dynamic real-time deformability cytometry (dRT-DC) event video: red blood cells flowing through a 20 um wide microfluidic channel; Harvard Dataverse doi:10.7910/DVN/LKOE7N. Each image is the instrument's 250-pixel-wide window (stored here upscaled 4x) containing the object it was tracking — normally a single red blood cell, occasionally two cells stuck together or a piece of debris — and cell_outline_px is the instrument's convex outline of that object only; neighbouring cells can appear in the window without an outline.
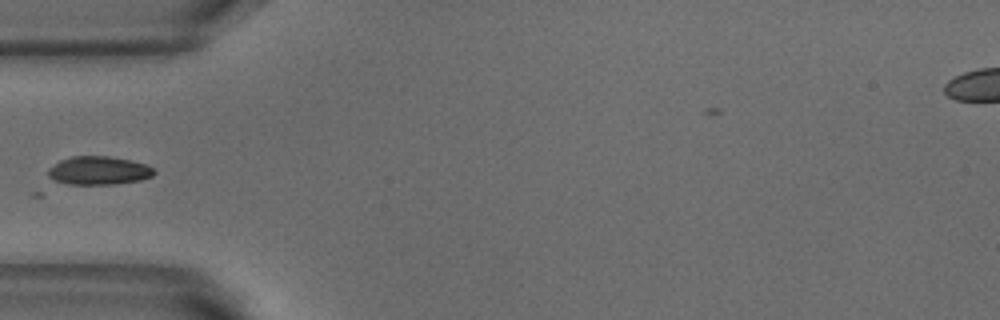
{"species": "common noctule bat (a hibernating species)", "species_latin": "Nyctalus noctula", "temperature_condition": "warm", "stored_images_in_passage": 4, "camera_frame_rate_fps": 3000, "um_per_image_px": 0.085, "animal": {"sex": "male", "body_mass_g": 18.8}, "frame": {"image": 1, "passage_image": 4, "time_ms": 1.0, "image_size_px": [1000, 320], "cell_outline_px": [[156, 172], [152, 176], [140, 180], [116, 184], [68, 184], [56, 180], [48, 176], [48, 168], [60, 160], [72, 156], [108, 156], [128, 160], [144, 164], [152, 168]], "centroid_in_image_um": [8.37, 14.5], "position_along_channel_um": 76.6, "area_um2": 17.34}}